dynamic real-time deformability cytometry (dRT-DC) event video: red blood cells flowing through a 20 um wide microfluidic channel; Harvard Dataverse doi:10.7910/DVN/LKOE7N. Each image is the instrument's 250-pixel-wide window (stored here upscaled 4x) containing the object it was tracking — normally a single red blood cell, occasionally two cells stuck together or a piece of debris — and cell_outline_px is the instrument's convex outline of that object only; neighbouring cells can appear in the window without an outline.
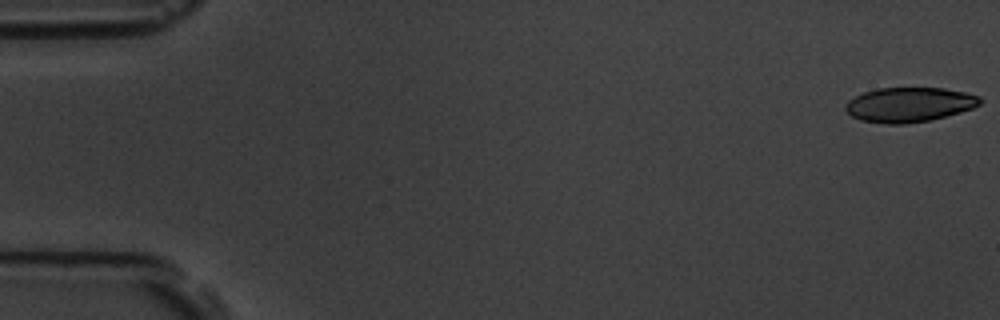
{"species": "common noctule bat (a hibernating species)", "species_latin": "Nyctalus noctula", "temperature_condition": "room temperature", "stored_images_in_passage": 9, "camera_frame_rate_fps": 3000, "um_per_image_px": 0.085, "animal": {"sex": "male", "body_mass_g": 19.5, "forearm_length_mm": 54.6}, "frame": {"image": 1, "passage_image": 1, "time_ms": 0.0, "image_size_px": [1000, 320], "cell_outline_px": [[984, 100], [980, 104], [972, 108], [960, 112], [928, 120], [904, 124], [888, 124], [860, 120], [852, 116], [844, 108], [844, 104], [848, 100], [864, 92], [876, 88], [944, 88], [964, 92], [980, 96]], "centroid_in_image_um": [77.28, 8.89], "position_along_channel_um": 7.7, "area_um2": 27.11}}
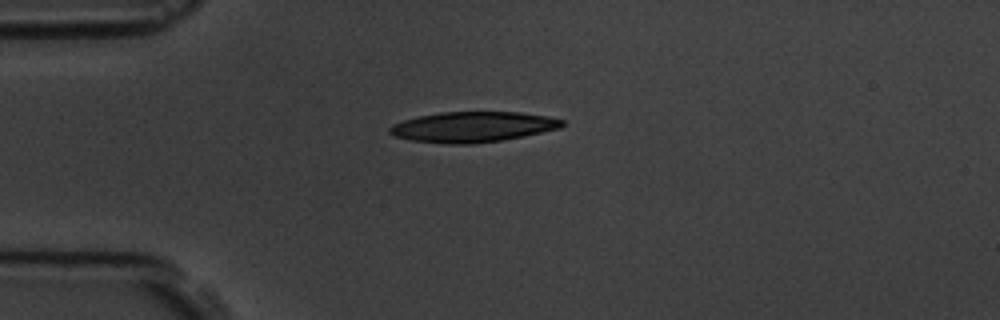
{"frame": {"image": 2, "passage_image": 4, "time_ms": 4.333, "image_size_px": [1000, 320], "cell_outline_px": [[564, 124], [560, 128], [524, 136], [500, 140], [472, 144], [448, 144], [412, 140], [396, 136], [388, 132], [388, 128], [392, 124], [404, 120], [420, 116], [440, 112], [520, 112], [548, 116], [564, 120]], "centroid_in_image_um": [40.2, 10.78], "position_along_channel_um": 44.8, "area_um2": 30.46}}